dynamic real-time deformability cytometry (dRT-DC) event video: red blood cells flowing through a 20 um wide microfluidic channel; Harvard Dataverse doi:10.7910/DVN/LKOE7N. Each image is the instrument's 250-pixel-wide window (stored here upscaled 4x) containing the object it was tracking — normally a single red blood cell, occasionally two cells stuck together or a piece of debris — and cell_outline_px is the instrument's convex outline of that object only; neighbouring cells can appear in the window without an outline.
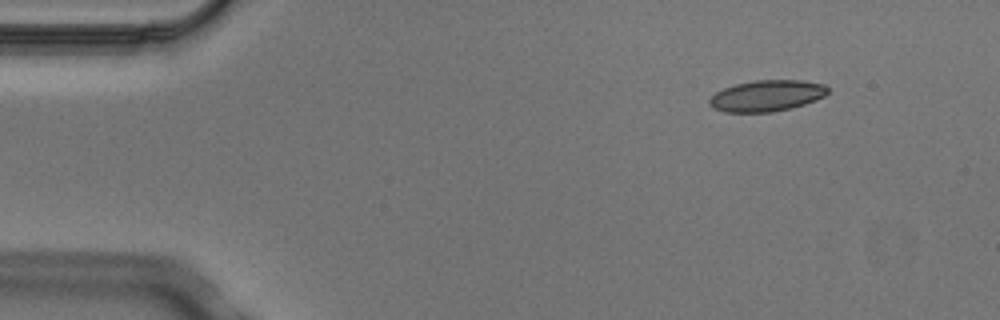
{"species": "Egyptian fruit bat (a non-hibernating species)", "species_latin": "Rousettus aegyptiacus", "temperature_condition": "cold", "stored_images_in_passage": 5, "camera_frame_rate_fps": 3000, "um_per_image_px": 0.085, "animal": {"sex": "male"}, "frame": {"image": 1, "passage_image": 5, "time_ms": 1.333, "image_size_px": [1000, 320], "cell_outline_px": [[828, 92], [824, 96], [816, 100], [792, 108], [772, 112], [724, 112], [712, 108], [708, 100], [716, 92], [724, 88], [736, 84], [756, 80], [804, 80], [824, 84], [828, 88]], "centroid_in_image_um": [65.18, 8.14], "position_along_channel_um": 19.8, "area_um2": 21.56}}